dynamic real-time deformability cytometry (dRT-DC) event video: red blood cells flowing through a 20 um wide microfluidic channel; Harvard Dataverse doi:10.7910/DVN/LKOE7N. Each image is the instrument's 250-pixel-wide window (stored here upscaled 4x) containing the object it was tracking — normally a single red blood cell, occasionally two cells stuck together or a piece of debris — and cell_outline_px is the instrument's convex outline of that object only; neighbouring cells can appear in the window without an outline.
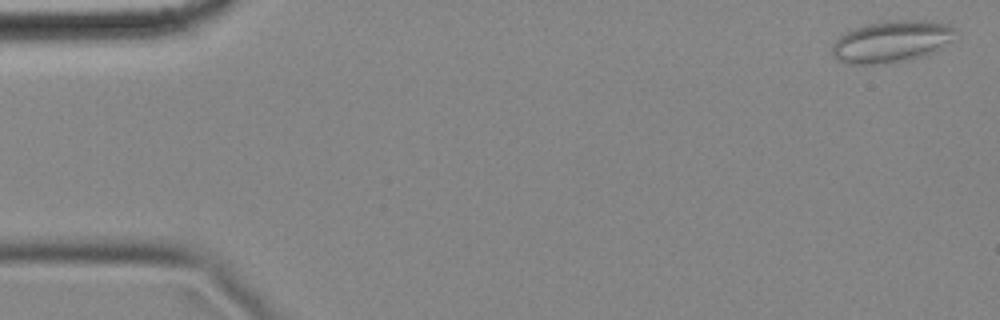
{"species": "common noctule bat (a hibernating species)", "species_latin": "Nyctalus noctula", "temperature_condition": "cold", "stored_images_in_passage": 5, "camera_frame_rate_fps": 3000, "um_per_image_px": 0.085, "animal": {"sex": "female", "body_mass_g": 18.4}, "frame": {"image": 1, "passage_image": 1, "time_ms": 0.0, "image_size_px": [1000, 320], "cell_outline_px": [[956, 28], [952, 40], [924, 56], [908, 60], [888, 64], [844, 64], [836, 60], [832, 56], [832, 44], [844, 32], [868, 24], [888, 20], [932, 20], [948, 24]], "centroid_in_image_um": [75.75, 3.54], "position_along_channel_um": 9.2, "area_um2": 30.23}}